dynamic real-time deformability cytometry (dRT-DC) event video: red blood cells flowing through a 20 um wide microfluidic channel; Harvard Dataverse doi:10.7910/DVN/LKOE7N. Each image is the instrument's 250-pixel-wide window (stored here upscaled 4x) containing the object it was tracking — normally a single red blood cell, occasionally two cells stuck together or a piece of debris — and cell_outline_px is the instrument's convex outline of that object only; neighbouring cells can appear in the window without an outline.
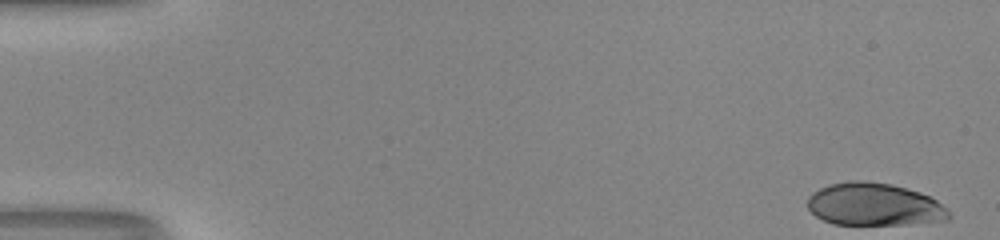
{"species": "human", "species_latin": "Homo sapiens", "temperature_condition": "room temperature", "stored_images_in_passage": 50, "camera_frame_rate_fps": 3000, "um_per_image_px": 0.085, "donor": {"sex": "male"}, "frame": {"image": 1, "passage_image": 1, "time_ms": 0.0, "image_size_px": [1000, 240], "cell_outline_px": [[952, 216], [948, 220], [904, 224], [832, 224], [816, 216], [808, 208], [808, 196], [812, 192], [828, 184], [848, 180], [864, 180], [892, 184], [920, 192], [936, 200], [948, 208]], "centroid_in_image_um": [74.31, 17.36], "position_along_channel_um": 10.7, "area_um2": 35.32}}
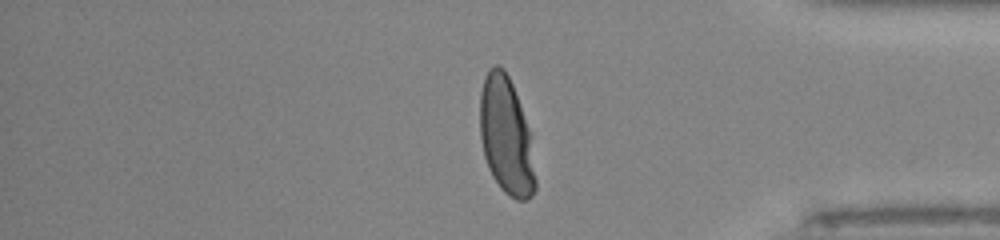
{"frame": {"image": 2, "passage_image": 42, "time_ms": 13.667, "image_size_px": [1000, 240], "cell_outline_px": [[536, 188], [532, 196], [528, 200], [516, 200], [504, 192], [500, 188], [492, 176], [488, 168], [484, 156], [480, 136], [480, 92], [484, 76], [488, 68], [496, 64], [500, 64], [504, 68], [512, 84], [528, 128], [536, 180]], "centroid_in_image_um": [42.99, 11.56], "position_along_channel_um": 392.2, "area_um2": 37.86}}
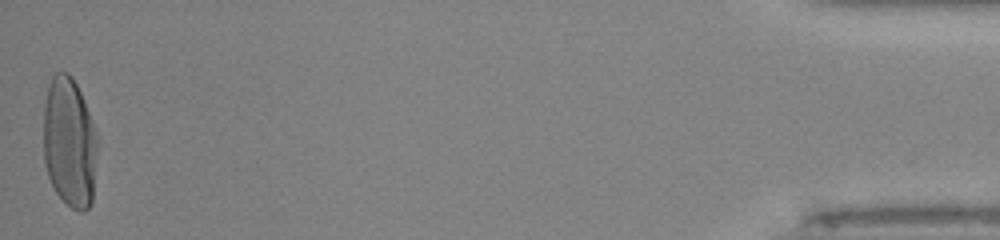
{"frame": {"image": 3, "passage_image": 50, "time_ms": 16.333, "image_size_px": [1000, 240], "cell_outline_px": [[96, 148], [92, 204], [84, 212], [80, 212], [72, 208], [56, 192], [48, 176], [44, 164], [44, 104], [48, 84], [52, 76], [56, 72], [68, 72], [72, 76], [80, 92], [92, 120], [96, 132]], "centroid_in_image_um": [5.88, 12.1], "position_along_channel_um": 429.3, "area_um2": 40.81}, "authors_computed_cell_mechanics": {"area_um2": 38.5815, "velocity_mm_per_s": 4.1215, "shape_relaxation_time_tau1_ms": 3.5121, "shape_relaxation_time_tau2_ms": null, "deformation_change_tau1": 0.2108, "deformation_change_tau2": null}}